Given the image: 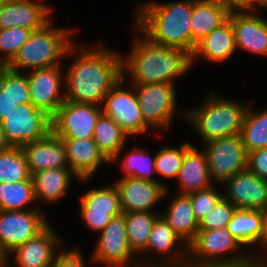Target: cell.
Returning a JSON list of instances; mask_svg holds the SVG:
<instances>
[{"label": "cell", "instance_id": "cell-1", "mask_svg": "<svg viewBox=\"0 0 267 267\" xmlns=\"http://www.w3.org/2000/svg\"><path fill=\"white\" fill-rule=\"evenodd\" d=\"M74 47L75 60L67 68L65 100L102 106L105 96L122 78L121 53L103 46Z\"/></svg>", "mask_w": 267, "mask_h": 267}, {"label": "cell", "instance_id": "cell-2", "mask_svg": "<svg viewBox=\"0 0 267 267\" xmlns=\"http://www.w3.org/2000/svg\"><path fill=\"white\" fill-rule=\"evenodd\" d=\"M134 41L128 57L121 56L122 78L129 74L131 85L174 84L175 78L192 68V56L184 49L158 45L146 37Z\"/></svg>", "mask_w": 267, "mask_h": 267}, {"label": "cell", "instance_id": "cell-3", "mask_svg": "<svg viewBox=\"0 0 267 267\" xmlns=\"http://www.w3.org/2000/svg\"><path fill=\"white\" fill-rule=\"evenodd\" d=\"M192 6L193 0L140 4L133 27L155 44L184 49L192 55Z\"/></svg>", "mask_w": 267, "mask_h": 267}, {"label": "cell", "instance_id": "cell-4", "mask_svg": "<svg viewBox=\"0 0 267 267\" xmlns=\"http://www.w3.org/2000/svg\"><path fill=\"white\" fill-rule=\"evenodd\" d=\"M249 105L223 95L209 94L202 105L189 111H178L190 120L204 143L211 140L240 134Z\"/></svg>", "mask_w": 267, "mask_h": 267}, {"label": "cell", "instance_id": "cell-5", "mask_svg": "<svg viewBox=\"0 0 267 267\" xmlns=\"http://www.w3.org/2000/svg\"><path fill=\"white\" fill-rule=\"evenodd\" d=\"M48 23L44 28L33 31L7 67L13 71L41 69L60 64L63 56L74 55L73 29L56 28ZM73 42V43H72Z\"/></svg>", "mask_w": 267, "mask_h": 267}, {"label": "cell", "instance_id": "cell-6", "mask_svg": "<svg viewBox=\"0 0 267 267\" xmlns=\"http://www.w3.org/2000/svg\"><path fill=\"white\" fill-rule=\"evenodd\" d=\"M241 246L227 228L198 230L188 245L187 267H257L250 252H238Z\"/></svg>", "mask_w": 267, "mask_h": 267}, {"label": "cell", "instance_id": "cell-7", "mask_svg": "<svg viewBox=\"0 0 267 267\" xmlns=\"http://www.w3.org/2000/svg\"><path fill=\"white\" fill-rule=\"evenodd\" d=\"M175 84L153 83L134 85L140 110L149 128L169 129L176 109Z\"/></svg>", "mask_w": 267, "mask_h": 267}, {"label": "cell", "instance_id": "cell-8", "mask_svg": "<svg viewBox=\"0 0 267 267\" xmlns=\"http://www.w3.org/2000/svg\"><path fill=\"white\" fill-rule=\"evenodd\" d=\"M145 252H157L160 259L149 256L145 261L139 257L140 267H187L188 246L161 215L154 222Z\"/></svg>", "mask_w": 267, "mask_h": 267}, {"label": "cell", "instance_id": "cell-9", "mask_svg": "<svg viewBox=\"0 0 267 267\" xmlns=\"http://www.w3.org/2000/svg\"><path fill=\"white\" fill-rule=\"evenodd\" d=\"M204 145L211 180L223 183L247 168V151L240 134L211 140Z\"/></svg>", "mask_w": 267, "mask_h": 267}, {"label": "cell", "instance_id": "cell-10", "mask_svg": "<svg viewBox=\"0 0 267 267\" xmlns=\"http://www.w3.org/2000/svg\"><path fill=\"white\" fill-rule=\"evenodd\" d=\"M125 79L121 78L107 93L102 111L129 136H140L150 128L144 122L134 85L123 88Z\"/></svg>", "mask_w": 267, "mask_h": 267}, {"label": "cell", "instance_id": "cell-11", "mask_svg": "<svg viewBox=\"0 0 267 267\" xmlns=\"http://www.w3.org/2000/svg\"><path fill=\"white\" fill-rule=\"evenodd\" d=\"M52 117L32 103L17 106L1 123L8 141L13 147L44 138L51 132Z\"/></svg>", "mask_w": 267, "mask_h": 267}, {"label": "cell", "instance_id": "cell-12", "mask_svg": "<svg viewBox=\"0 0 267 267\" xmlns=\"http://www.w3.org/2000/svg\"><path fill=\"white\" fill-rule=\"evenodd\" d=\"M99 236L93 252V261L110 267H140L137 261L139 258H135L130 249L123 214L113 217Z\"/></svg>", "mask_w": 267, "mask_h": 267}, {"label": "cell", "instance_id": "cell-13", "mask_svg": "<svg viewBox=\"0 0 267 267\" xmlns=\"http://www.w3.org/2000/svg\"><path fill=\"white\" fill-rule=\"evenodd\" d=\"M102 106L65 101L52 116L51 131L61 139L93 138Z\"/></svg>", "mask_w": 267, "mask_h": 267}, {"label": "cell", "instance_id": "cell-14", "mask_svg": "<svg viewBox=\"0 0 267 267\" xmlns=\"http://www.w3.org/2000/svg\"><path fill=\"white\" fill-rule=\"evenodd\" d=\"M48 225V220L39 208L20 211L0 210L1 250L11 253L16 247L41 233Z\"/></svg>", "mask_w": 267, "mask_h": 267}, {"label": "cell", "instance_id": "cell-15", "mask_svg": "<svg viewBox=\"0 0 267 267\" xmlns=\"http://www.w3.org/2000/svg\"><path fill=\"white\" fill-rule=\"evenodd\" d=\"M80 216L87 227L101 232L113 217L123 214L120 196L113 183L111 186L90 189L80 198Z\"/></svg>", "mask_w": 267, "mask_h": 267}, {"label": "cell", "instance_id": "cell-16", "mask_svg": "<svg viewBox=\"0 0 267 267\" xmlns=\"http://www.w3.org/2000/svg\"><path fill=\"white\" fill-rule=\"evenodd\" d=\"M60 68L61 66L58 65L34 69L30 70L29 74H26L32 104L36 108L44 110L51 117L66 101L64 91L62 94V90H60L62 89L61 86H64L63 83H65L64 74H60L62 73Z\"/></svg>", "mask_w": 267, "mask_h": 267}, {"label": "cell", "instance_id": "cell-17", "mask_svg": "<svg viewBox=\"0 0 267 267\" xmlns=\"http://www.w3.org/2000/svg\"><path fill=\"white\" fill-rule=\"evenodd\" d=\"M114 184L120 196L123 213L154 212L152 209L168 192L167 186L162 182H151L141 178L122 177Z\"/></svg>", "mask_w": 267, "mask_h": 267}, {"label": "cell", "instance_id": "cell-18", "mask_svg": "<svg viewBox=\"0 0 267 267\" xmlns=\"http://www.w3.org/2000/svg\"><path fill=\"white\" fill-rule=\"evenodd\" d=\"M226 186L223 198L237 209L264 210L267 208V180L259 178L247 168L222 184Z\"/></svg>", "mask_w": 267, "mask_h": 267}, {"label": "cell", "instance_id": "cell-19", "mask_svg": "<svg viewBox=\"0 0 267 267\" xmlns=\"http://www.w3.org/2000/svg\"><path fill=\"white\" fill-rule=\"evenodd\" d=\"M38 1L6 0L0 6V29L22 27L33 32L44 28L52 21V7Z\"/></svg>", "mask_w": 267, "mask_h": 267}, {"label": "cell", "instance_id": "cell-20", "mask_svg": "<svg viewBox=\"0 0 267 267\" xmlns=\"http://www.w3.org/2000/svg\"><path fill=\"white\" fill-rule=\"evenodd\" d=\"M255 12L257 10L229 13L236 50L267 56V20Z\"/></svg>", "mask_w": 267, "mask_h": 267}, {"label": "cell", "instance_id": "cell-21", "mask_svg": "<svg viewBox=\"0 0 267 267\" xmlns=\"http://www.w3.org/2000/svg\"><path fill=\"white\" fill-rule=\"evenodd\" d=\"M52 227L49 224L37 236L9 253L15 256L12 261L15 267H51L61 241Z\"/></svg>", "mask_w": 267, "mask_h": 267}, {"label": "cell", "instance_id": "cell-22", "mask_svg": "<svg viewBox=\"0 0 267 267\" xmlns=\"http://www.w3.org/2000/svg\"><path fill=\"white\" fill-rule=\"evenodd\" d=\"M20 148L31 174L45 169L69 168L64 143L52 131L44 138Z\"/></svg>", "mask_w": 267, "mask_h": 267}, {"label": "cell", "instance_id": "cell-23", "mask_svg": "<svg viewBox=\"0 0 267 267\" xmlns=\"http://www.w3.org/2000/svg\"><path fill=\"white\" fill-rule=\"evenodd\" d=\"M64 143L68 167L80 181H90L102 164L110 163L99 151L93 138L61 139Z\"/></svg>", "mask_w": 267, "mask_h": 267}, {"label": "cell", "instance_id": "cell-24", "mask_svg": "<svg viewBox=\"0 0 267 267\" xmlns=\"http://www.w3.org/2000/svg\"><path fill=\"white\" fill-rule=\"evenodd\" d=\"M236 51L232 23L228 18L223 24L200 40L193 52L192 65L200 57L212 63H224Z\"/></svg>", "mask_w": 267, "mask_h": 267}, {"label": "cell", "instance_id": "cell-25", "mask_svg": "<svg viewBox=\"0 0 267 267\" xmlns=\"http://www.w3.org/2000/svg\"><path fill=\"white\" fill-rule=\"evenodd\" d=\"M0 66V124L17 106L32 103L26 73Z\"/></svg>", "mask_w": 267, "mask_h": 267}, {"label": "cell", "instance_id": "cell-26", "mask_svg": "<svg viewBox=\"0 0 267 267\" xmlns=\"http://www.w3.org/2000/svg\"><path fill=\"white\" fill-rule=\"evenodd\" d=\"M180 188L179 194H190L213 185L209 176V169L204 151H198L191 146L186 152L176 179Z\"/></svg>", "mask_w": 267, "mask_h": 267}, {"label": "cell", "instance_id": "cell-27", "mask_svg": "<svg viewBox=\"0 0 267 267\" xmlns=\"http://www.w3.org/2000/svg\"><path fill=\"white\" fill-rule=\"evenodd\" d=\"M80 179L70 168L45 169L32 173L36 201L47 202L50 205L66 195L72 177Z\"/></svg>", "mask_w": 267, "mask_h": 267}, {"label": "cell", "instance_id": "cell-28", "mask_svg": "<svg viewBox=\"0 0 267 267\" xmlns=\"http://www.w3.org/2000/svg\"><path fill=\"white\" fill-rule=\"evenodd\" d=\"M228 17L229 12L213 1L193 0L190 22L192 32V54L197 43L223 24Z\"/></svg>", "mask_w": 267, "mask_h": 267}, {"label": "cell", "instance_id": "cell-29", "mask_svg": "<svg viewBox=\"0 0 267 267\" xmlns=\"http://www.w3.org/2000/svg\"><path fill=\"white\" fill-rule=\"evenodd\" d=\"M167 212L160 214L165 221L173 228L175 233L188 246L195 238L199 223L196 220L189 195L178 194L170 200Z\"/></svg>", "mask_w": 267, "mask_h": 267}, {"label": "cell", "instance_id": "cell-30", "mask_svg": "<svg viewBox=\"0 0 267 267\" xmlns=\"http://www.w3.org/2000/svg\"><path fill=\"white\" fill-rule=\"evenodd\" d=\"M130 137L111 118L102 114L93 131V140L99 151L111 163L117 161Z\"/></svg>", "mask_w": 267, "mask_h": 267}, {"label": "cell", "instance_id": "cell-31", "mask_svg": "<svg viewBox=\"0 0 267 267\" xmlns=\"http://www.w3.org/2000/svg\"><path fill=\"white\" fill-rule=\"evenodd\" d=\"M261 225L262 210L236 209L227 230L241 245L251 246L258 242Z\"/></svg>", "mask_w": 267, "mask_h": 267}, {"label": "cell", "instance_id": "cell-32", "mask_svg": "<svg viewBox=\"0 0 267 267\" xmlns=\"http://www.w3.org/2000/svg\"><path fill=\"white\" fill-rule=\"evenodd\" d=\"M157 212H127L125 216L126 230L130 249L135 256L144 253L147 242L156 219L161 213Z\"/></svg>", "mask_w": 267, "mask_h": 267}, {"label": "cell", "instance_id": "cell-33", "mask_svg": "<svg viewBox=\"0 0 267 267\" xmlns=\"http://www.w3.org/2000/svg\"><path fill=\"white\" fill-rule=\"evenodd\" d=\"M35 202L37 201L32 180L14 183L0 182V210L20 211L38 209V207L30 206Z\"/></svg>", "mask_w": 267, "mask_h": 267}, {"label": "cell", "instance_id": "cell-34", "mask_svg": "<svg viewBox=\"0 0 267 267\" xmlns=\"http://www.w3.org/2000/svg\"><path fill=\"white\" fill-rule=\"evenodd\" d=\"M242 143L247 153L267 148V109L254 111L248 107L240 131Z\"/></svg>", "mask_w": 267, "mask_h": 267}, {"label": "cell", "instance_id": "cell-35", "mask_svg": "<svg viewBox=\"0 0 267 267\" xmlns=\"http://www.w3.org/2000/svg\"><path fill=\"white\" fill-rule=\"evenodd\" d=\"M24 153L20 147L0 152V182L14 183L32 180Z\"/></svg>", "mask_w": 267, "mask_h": 267}, {"label": "cell", "instance_id": "cell-36", "mask_svg": "<svg viewBox=\"0 0 267 267\" xmlns=\"http://www.w3.org/2000/svg\"><path fill=\"white\" fill-rule=\"evenodd\" d=\"M125 159L121 162L122 172L125 173L123 178L134 177L141 178L146 181L160 182L156 178L150 176L156 173L155 169V155L152 158L148 152L134 147L132 151L124 157Z\"/></svg>", "mask_w": 267, "mask_h": 267}, {"label": "cell", "instance_id": "cell-37", "mask_svg": "<svg viewBox=\"0 0 267 267\" xmlns=\"http://www.w3.org/2000/svg\"><path fill=\"white\" fill-rule=\"evenodd\" d=\"M192 146L190 142H184L177 147H163L155 154L156 174L164 178H176L182 167L185 152Z\"/></svg>", "mask_w": 267, "mask_h": 267}, {"label": "cell", "instance_id": "cell-38", "mask_svg": "<svg viewBox=\"0 0 267 267\" xmlns=\"http://www.w3.org/2000/svg\"><path fill=\"white\" fill-rule=\"evenodd\" d=\"M32 31L22 27L0 29V66H7L28 40Z\"/></svg>", "mask_w": 267, "mask_h": 267}, {"label": "cell", "instance_id": "cell-39", "mask_svg": "<svg viewBox=\"0 0 267 267\" xmlns=\"http://www.w3.org/2000/svg\"><path fill=\"white\" fill-rule=\"evenodd\" d=\"M211 185L203 190L188 194L191 201L194 216L198 223L211 211L223 198V193Z\"/></svg>", "mask_w": 267, "mask_h": 267}, {"label": "cell", "instance_id": "cell-40", "mask_svg": "<svg viewBox=\"0 0 267 267\" xmlns=\"http://www.w3.org/2000/svg\"><path fill=\"white\" fill-rule=\"evenodd\" d=\"M236 209L237 208L231 202L222 198L199 222L198 230L227 228L228 222L231 220Z\"/></svg>", "mask_w": 267, "mask_h": 267}, {"label": "cell", "instance_id": "cell-41", "mask_svg": "<svg viewBox=\"0 0 267 267\" xmlns=\"http://www.w3.org/2000/svg\"><path fill=\"white\" fill-rule=\"evenodd\" d=\"M247 169L259 178L267 180V148L247 153Z\"/></svg>", "mask_w": 267, "mask_h": 267}, {"label": "cell", "instance_id": "cell-42", "mask_svg": "<svg viewBox=\"0 0 267 267\" xmlns=\"http://www.w3.org/2000/svg\"><path fill=\"white\" fill-rule=\"evenodd\" d=\"M59 252L56 254L51 267H85L83 253L80 249H65V251L63 249Z\"/></svg>", "mask_w": 267, "mask_h": 267}, {"label": "cell", "instance_id": "cell-43", "mask_svg": "<svg viewBox=\"0 0 267 267\" xmlns=\"http://www.w3.org/2000/svg\"><path fill=\"white\" fill-rule=\"evenodd\" d=\"M260 247V250L262 248V252L267 251V208L262 210V225H261V234L259 236L258 242L256 243ZM266 249V250H265ZM261 252L259 255L250 254L253 262L257 267H260L266 260H267V254ZM260 257V258H259Z\"/></svg>", "mask_w": 267, "mask_h": 267}, {"label": "cell", "instance_id": "cell-44", "mask_svg": "<svg viewBox=\"0 0 267 267\" xmlns=\"http://www.w3.org/2000/svg\"><path fill=\"white\" fill-rule=\"evenodd\" d=\"M224 7L229 13L253 10L244 0H209Z\"/></svg>", "mask_w": 267, "mask_h": 267}, {"label": "cell", "instance_id": "cell-45", "mask_svg": "<svg viewBox=\"0 0 267 267\" xmlns=\"http://www.w3.org/2000/svg\"><path fill=\"white\" fill-rule=\"evenodd\" d=\"M12 147L13 146L8 141L7 136L5 135V132L2 130V127L0 124V152L10 150Z\"/></svg>", "mask_w": 267, "mask_h": 267}, {"label": "cell", "instance_id": "cell-46", "mask_svg": "<svg viewBox=\"0 0 267 267\" xmlns=\"http://www.w3.org/2000/svg\"><path fill=\"white\" fill-rule=\"evenodd\" d=\"M253 10L266 8L267 0H244Z\"/></svg>", "mask_w": 267, "mask_h": 267}, {"label": "cell", "instance_id": "cell-47", "mask_svg": "<svg viewBox=\"0 0 267 267\" xmlns=\"http://www.w3.org/2000/svg\"><path fill=\"white\" fill-rule=\"evenodd\" d=\"M9 256H12L8 253L3 252L2 254H0V267H9L12 264L10 263V259L12 260V258H9Z\"/></svg>", "mask_w": 267, "mask_h": 267}, {"label": "cell", "instance_id": "cell-48", "mask_svg": "<svg viewBox=\"0 0 267 267\" xmlns=\"http://www.w3.org/2000/svg\"><path fill=\"white\" fill-rule=\"evenodd\" d=\"M260 267H267V260Z\"/></svg>", "mask_w": 267, "mask_h": 267}, {"label": "cell", "instance_id": "cell-49", "mask_svg": "<svg viewBox=\"0 0 267 267\" xmlns=\"http://www.w3.org/2000/svg\"><path fill=\"white\" fill-rule=\"evenodd\" d=\"M6 0H0V6L5 2Z\"/></svg>", "mask_w": 267, "mask_h": 267}]
</instances>
